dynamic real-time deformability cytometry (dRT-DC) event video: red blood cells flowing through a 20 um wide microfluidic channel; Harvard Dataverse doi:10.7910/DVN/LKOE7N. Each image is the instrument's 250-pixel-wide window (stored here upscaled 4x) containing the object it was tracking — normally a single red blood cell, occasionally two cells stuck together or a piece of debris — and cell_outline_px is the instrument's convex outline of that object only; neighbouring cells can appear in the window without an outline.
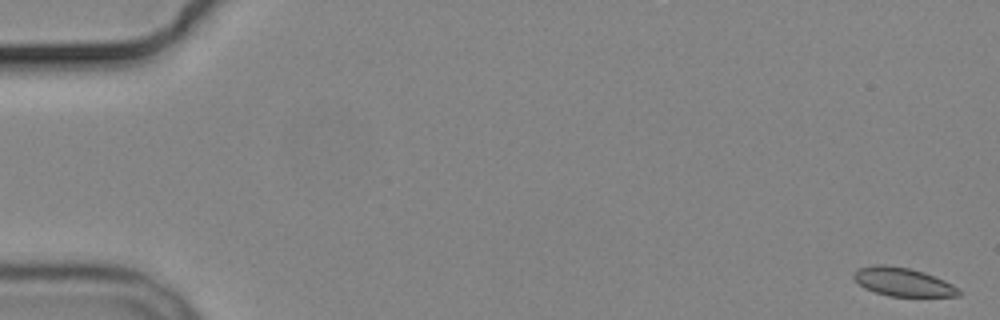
{"species": "common noctule bat (a hibernating species)", "species_latin": "Nyctalus noctula", "temperature_condition": "cold", "stored_images_in_passage": 6, "camera_frame_rate_fps": 3000, "um_per_image_px": 0.085, "animal": {"sex": "male", "body_mass_g": 19.2, "forearm_length_mm": 51.8}, "frame": {"image": 1, "passage_image": 1, "time_ms": 0.0, "image_size_px": [1000, 320], "cell_outline_px": [[960, 296], [888, 296], [864, 288], [852, 276], [852, 272], [860, 268], [876, 264], [884, 264], [908, 268], [924, 272], [944, 280], [960, 288]], "centroid_in_image_um": [76.75, 23.96], "position_along_channel_um": 8.3, "area_um2": 17.4}}
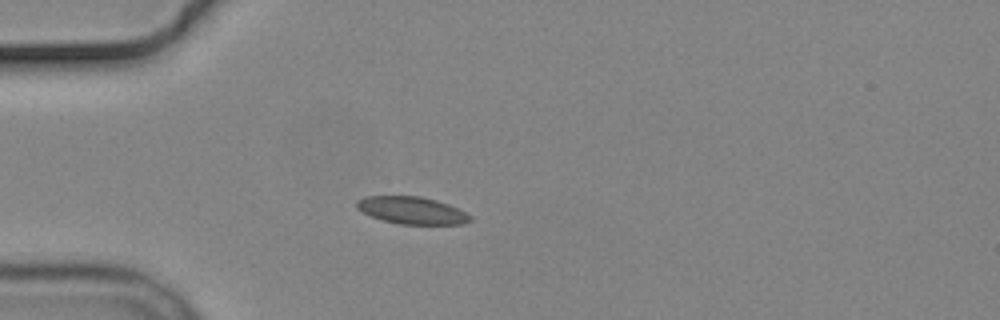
{"frame": {"image": 2, "passage_image": 5, "time_ms": 5.0, "image_size_px": [1000, 320], "cell_outline_px": [[472, 220], [464, 224], [400, 224], [384, 220], [372, 216], [356, 208], [356, 200], [364, 196], [420, 196], [436, 200], [448, 204], [472, 216]], "centroid_in_image_um": [35.0, 17.87], "position_along_channel_um": 50.0, "area_um2": 17.92}}